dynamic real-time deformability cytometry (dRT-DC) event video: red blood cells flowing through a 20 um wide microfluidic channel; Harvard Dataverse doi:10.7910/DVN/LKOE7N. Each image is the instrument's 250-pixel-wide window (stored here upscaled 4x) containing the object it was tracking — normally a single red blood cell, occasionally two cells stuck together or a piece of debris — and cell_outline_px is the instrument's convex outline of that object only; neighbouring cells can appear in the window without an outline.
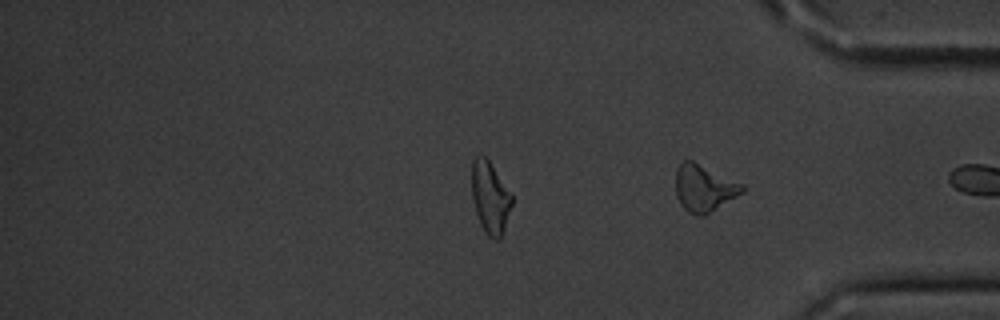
{"species": "common noctule bat (a hibernating species)", "species_latin": "Nyctalus noctula", "temperature_condition": "cold", "stored_images_in_passage": 16, "segment_of_instrument_passage": [2, 2], "camera_frame_rate_fps": 3000, "um_per_image_px": 0.085, "animal": {"sex": "male", "body_mass_g": 20.1, "forearm_length_mm": 53.5}, "frame": {"image": 1, "passage_image": 16, "time_ms": 19.333, "image_size_px": [1000, 320], "cell_outline_px": [[744, 192], [704, 216], [700, 216], [688, 212], [680, 204], [676, 196], [676, 168], [684, 160], [692, 160], [744, 184]], "centroid_in_image_um": [59.84, 15.99], "position_along_channel_um": 375.4, "area_um2": 18.21}}